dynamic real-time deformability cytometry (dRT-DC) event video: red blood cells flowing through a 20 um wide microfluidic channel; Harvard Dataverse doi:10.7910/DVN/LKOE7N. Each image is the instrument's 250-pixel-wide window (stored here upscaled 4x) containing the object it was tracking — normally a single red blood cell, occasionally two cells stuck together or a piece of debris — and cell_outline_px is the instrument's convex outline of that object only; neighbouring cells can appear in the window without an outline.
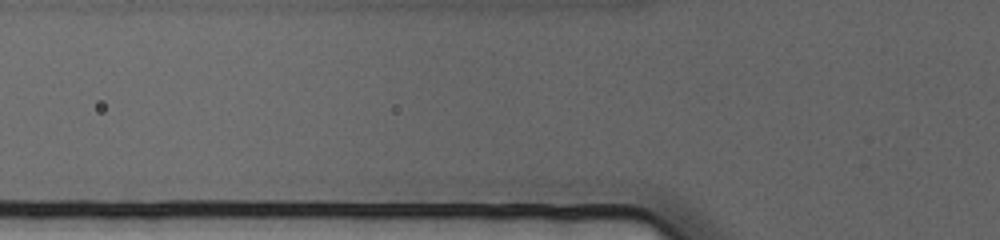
{"species": "human", "species_latin": "Homo sapiens", "temperature_condition": "cold", "stored_images_in_passage": 3, "camera_frame_rate_fps": 3000, "um_per_image_px": 0.085, "donor": {"sex": "female"}, "frame": {"image": 1, "passage_image": 2, "time_ms": 0.333, "image_size_px": [1000, 240], "cell_outline_px": [[632, 208], [484, 208], [464, 184], [468, 180], [572, 180], [620, 184], [624, 188]], "centroid_in_image_um": [46.59, 16.5], "position_along_channel_um": 79.2, "area_um2": 30.29}}